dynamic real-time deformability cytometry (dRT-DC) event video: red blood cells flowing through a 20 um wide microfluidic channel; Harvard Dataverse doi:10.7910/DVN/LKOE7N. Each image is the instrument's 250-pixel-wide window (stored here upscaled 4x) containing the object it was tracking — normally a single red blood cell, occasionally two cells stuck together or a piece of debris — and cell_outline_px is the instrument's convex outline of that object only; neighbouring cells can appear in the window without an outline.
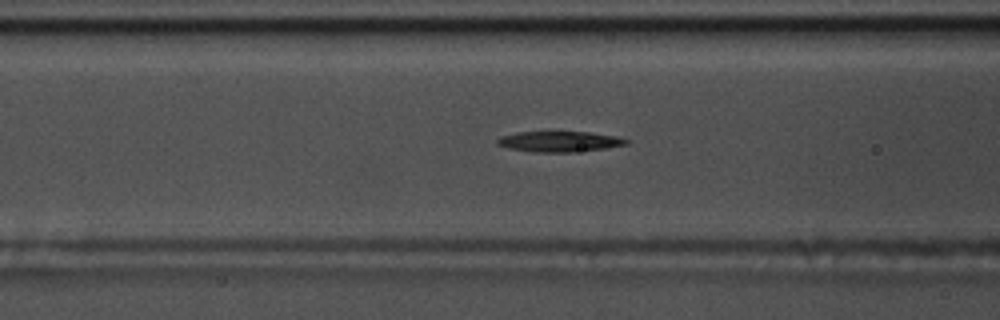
{"species": "common noctule bat (a hibernating species)", "species_latin": "Nyctalus noctula", "temperature_condition": "warm", "stored_images_in_passage": 40, "camera_frame_rate_fps": 3000, "um_per_image_px": 0.085, "animal": {"sex": "male", "body_mass_g": 17.5, "forearm_length_mm": 52.3}, "frame": {"image": 1, "passage_image": 12, "time_ms": 3.667, "image_size_px": [1000, 320], "cell_outline_px": [[628, 144], [604, 148], [572, 152], [536, 152], [508, 148], [496, 144], [496, 140], [500, 136], [516, 132], [588, 132], [616, 136], [628, 140]], "centroid_in_image_um": [47.5, 12.03], "position_along_channel_um": 119.1, "area_um2": 15.32}, "authors_computed_cell_mechanics": {"area_um2": 15.8083, "velocity_mm_per_s": 3.6677, "shape_relaxation_time_tau1_ms": 4.9029, "shape_relaxation_time_tau2_ms": null, "deformation_change_tau1": 0.1554, "deformation_change_tau2": null}}